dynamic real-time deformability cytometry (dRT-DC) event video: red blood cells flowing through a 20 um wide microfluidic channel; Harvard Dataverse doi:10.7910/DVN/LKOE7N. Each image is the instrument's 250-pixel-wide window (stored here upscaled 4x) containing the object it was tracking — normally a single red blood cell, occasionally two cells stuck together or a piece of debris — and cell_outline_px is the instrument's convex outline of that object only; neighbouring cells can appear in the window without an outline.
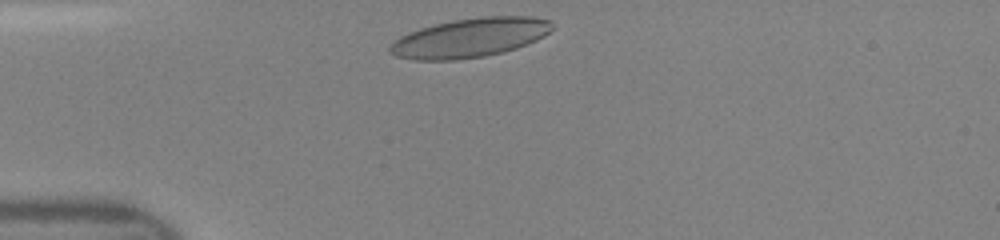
{"species": "human", "species_latin": "Homo sapiens", "temperature_condition": "room temperature", "stored_images_in_passage": 36, "camera_frame_rate_fps": 3000, "um_per_image_px": 0.085, "donor": {"sex": "female"}, "frame": {"image": 1, "passage_image": 1, "time_ms": 0.0, "image_size_px": [1000, 240], "cell_outline_px": [[552, 28], [544, 36], [536, 40], [516, 48], [504, 52], [484, 56], [456, 60], [416, 60], [396, 56], [388, 52], [388, 48], [400, 36], [408, 32], [420, 28], [452, 20], [480, 16], [532, 16], [552, 20]], "centroid_in_image_um": [39.95, 3.2], "position_along_channel_um": 45.1, "area_um2": 37.11}}
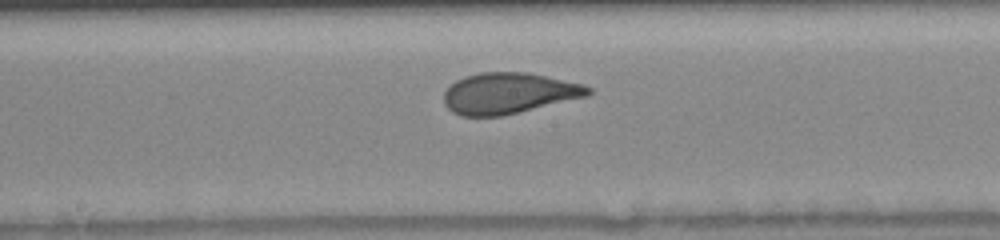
{"frame": {"image": 2, "passage_image": 14, "time_ms": 4.333, "image_size_px": [1000, 240], "cell_outline_px": [[592, 92], [588, 96], [504, 116], [460, 116], [452, 112], [444, 104], [444, 92], [456, 80], [464, 76], [480, 72], [528, 72], [584, 84], [592, 88]], "centroid_in_image_um": [43.25, 7.93], "position_along_channel_um": 204.9, "area_um2": 34.74}}
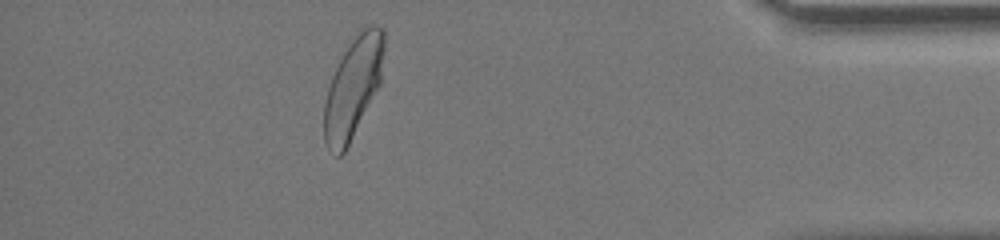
{"frame": {"image": 3, "passage_image": 31, "time_ms": 10.0, "image_size_px": [1000, 240], "cell_outline_px": [[384, 48], [380, 84], [344, 152], [340, 156], [336, 156], [328, 152], [324, 140], [324, 104], [328, 88], [332, 76], [356, 28], [372, 24], [376, 24], [384, 28]], "centroid_in_image_um": [30.01, 7.38], "position_along_channel_um": 405.2, "area_um2": 35.32}}